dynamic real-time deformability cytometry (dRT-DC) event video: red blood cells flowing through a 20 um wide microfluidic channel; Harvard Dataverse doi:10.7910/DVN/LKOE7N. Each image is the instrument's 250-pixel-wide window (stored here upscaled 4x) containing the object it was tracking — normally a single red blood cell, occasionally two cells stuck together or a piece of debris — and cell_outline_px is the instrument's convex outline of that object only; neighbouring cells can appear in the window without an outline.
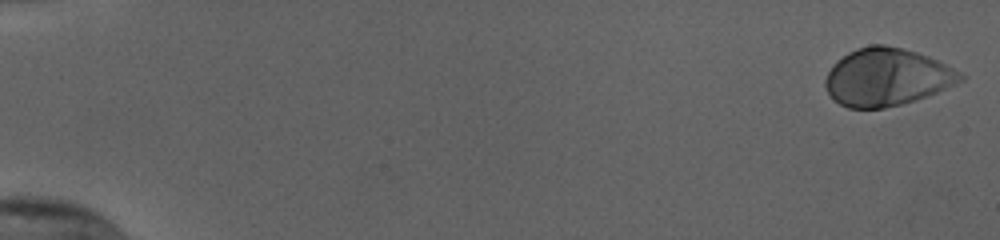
{"species": "human", "species_latin": "Homo sapiens", "temperature_condition": "cold", "stored_images_in_passage": 55, "camera_frame_rate_fps": 3000, "um_per_image_px": 0.085, "donor": {"sex": "female"}, "frame": {"image": 1, "passage_image": 1, "time_ms": 0.0, "image_size_px": [1000, 240], "cell_outline_px": [[964, 80], [956, 84], [916, 100], [884, 108], [848, 108], [840, 104], [828, 92], [824, 84], [824, 80], [832, 64], [836, 60], [848, 52], [856, 48], [872, 44], [884, 44], [916, 52], [928, 56], [960, 72], [964, 76]], "centroid_in_image_um": [75.35, 6.55], "position_along_channel_um": 9.7, "area_um2": 45.08}}
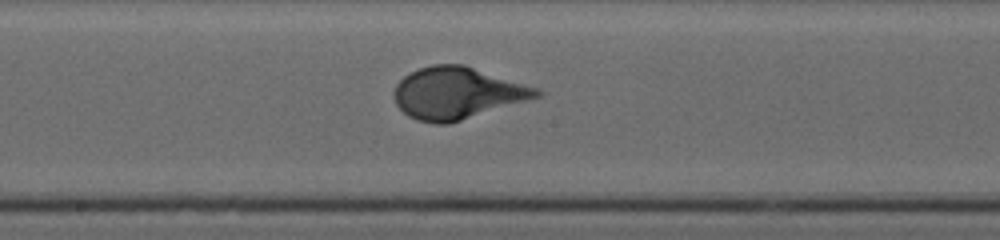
{"frame": {"image": 2, "passage_image": 31, "time_ms": 10.0, "image_size_px": [1000, 240], "cell_outline_px": [[544, 92], [540, 96], [448, 124], [436, 124], [416, 120], [408, 116], [396, 104], [392, 92], [396, 84], [404, 76], [420, 68], [432, 64], [464, 64], [540, 88]], "centroid_in_image_um": [38.86, 7.9], "position_along_channel_um": 209.3, "area_um2": 43.06}}
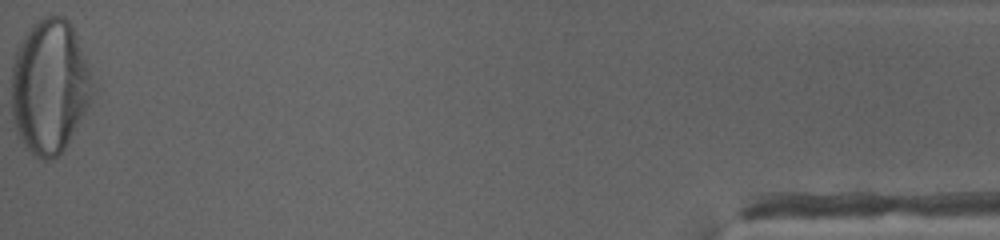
{"frame": {"image": 3, "passage_image": 55, "time_ms": 18.0, "image_size_px": [1000, 240], "cell_outline_px": [[96, 92], [64, 148], [52, 160], [44, 160], [36, 156], [16, 136], [12, 116], [12, 60], [24, 36], [32, 24], [36, 20], [52, 12], [64, 16], [72, 24], [96, 84]], "centroid_in_image_um": [4.23, 7.3], "position_along_channel_um": 431.0, "area_um2": 64.1}}